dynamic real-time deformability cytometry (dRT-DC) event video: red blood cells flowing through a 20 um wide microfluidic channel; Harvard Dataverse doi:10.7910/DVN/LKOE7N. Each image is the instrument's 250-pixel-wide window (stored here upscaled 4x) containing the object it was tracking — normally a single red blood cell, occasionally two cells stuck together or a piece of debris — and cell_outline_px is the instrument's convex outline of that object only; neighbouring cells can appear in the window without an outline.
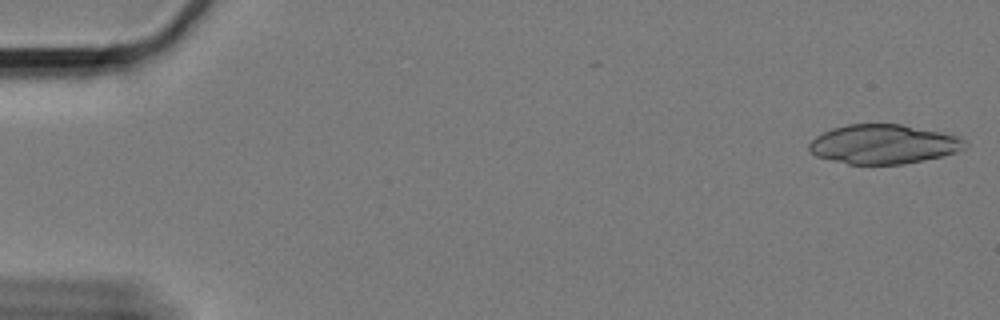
{"species": "Egyptian fruit bat (a non-hibernating species)", "species_latin": "Rousettus aegyptiacus", "temperature_condition": "cold", "stored_images_in_passage": 9, "camera_frame_rate_fps": 3000, "um_per_image_px": 0.085, "animal": {"sex": "female"}, "frame": {"image": 1, "passage_image": 1, "time_ms": 0.0, "image_size_px": [1000, 320], "cell_outline_px": [[968, 144], [964, 148], [956, 152], [944, 156], [904, 164], [848, 164], [816, 156], [808, 152], [808, 144], [816, 136], [832, 128], [848, 124], [900, 124], [960, 136]], "centroid_in_image_um": [75.09, 12.26], "position_along_channel_um": 9.9, "area_um2": 35.78}}